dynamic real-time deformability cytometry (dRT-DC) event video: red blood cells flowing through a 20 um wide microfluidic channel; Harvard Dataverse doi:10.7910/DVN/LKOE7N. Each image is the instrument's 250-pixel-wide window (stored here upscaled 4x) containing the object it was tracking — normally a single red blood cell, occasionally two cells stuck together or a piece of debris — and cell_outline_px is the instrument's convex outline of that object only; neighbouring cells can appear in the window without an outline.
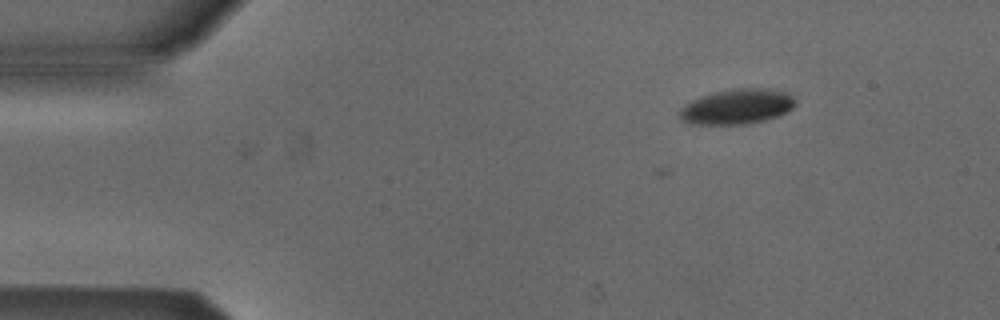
{"species": "Egyptian fruit bat (a non-hibernating species)", "species_latin": "Rousettus aegyptiacus", "temperature_condition": "cold", "stored_images_in_passage": 4, "camera_frame_rate_fps": 3000, "um_per_image_px": 0.085, "animal": {"sex": "male"}, "frame": {"image": 1, "passage_image": 4, "time_ms": 1.0, "image_size_px": [1000, 320], "cell_outline_px": [[796, 104], [788, 112], [764, 120], [748, 124], [688, 124], [680, 120], [676, 116], [676, 112], [684, 104], [700, 96], [732, 88], [768, 88], [788, 92], [796, 100]], "centroid_in_image_um": [62.6, 9.06], "position_along_channel_um": 22.4, "area_um2": 24.16}}